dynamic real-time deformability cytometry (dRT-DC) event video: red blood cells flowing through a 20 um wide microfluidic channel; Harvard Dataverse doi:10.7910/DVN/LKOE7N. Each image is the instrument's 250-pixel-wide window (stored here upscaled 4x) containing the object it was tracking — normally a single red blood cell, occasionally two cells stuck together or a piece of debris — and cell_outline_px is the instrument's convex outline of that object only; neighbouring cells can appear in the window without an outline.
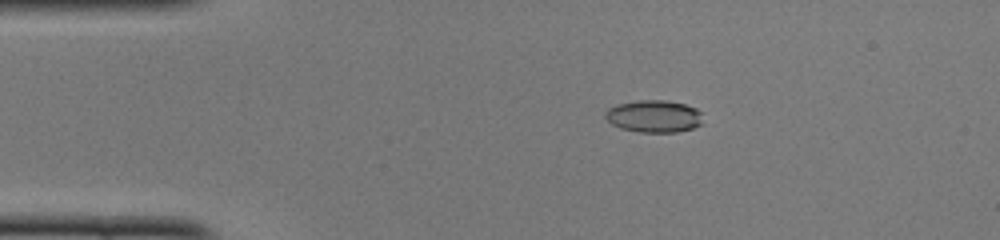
{"species": "common noctule bat (a hibernating species)", "species_latin": "Nyctalus noctula", "temperature_condition": "cold", "stored_images_in_passage": 49, "camera_frame_rate_fps": 3000, "um_per_image_px": 0.085, "animal": {"sex": "female", "body_mass_g": 22.0, "forearm_length_mm": 56.7}, "frame": {"image": 1, "passage_image": 9, "time_ms": 2.667, "image_size_px": [1000, 240], "cell_outline_px": [[700, 124], [692, 128], [676, 132], [640, 132], [620, 128], [612, 124], [604, 116], [604, 112], [608, 108], [616, 104], [636, 100], [664, 100], [684, 104], [696, 108], [700, 112]], "centroid_in_image_um": [55.52, 9.87], "position_along_channel_um": 29.5, "area_um2": 18.26}}
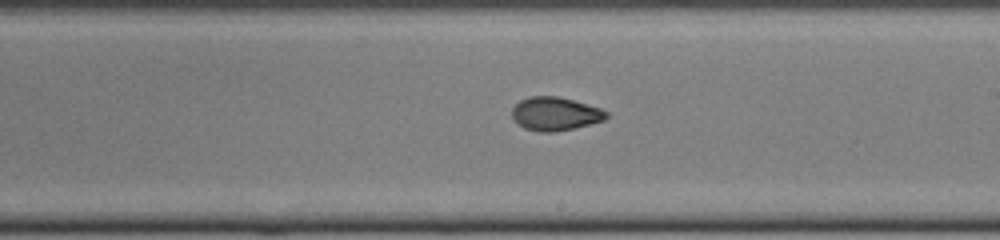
{"frame": {"image": 2, "passage_image": 28, "time_ms": 9.0, "image_size_px": [1000, 240], "cell_outline_px": [[608, 116], [604, 120], [592, 124], [576, 128], [556, 132], [540, 132], [524, 128], [512, 116], [512, 108], [520, 100], [528, 96], [556, 96], [572, 100], [600, 108], [608, 112]], "centroid_in_image_um": [47.2, 9.68], "position_along_channel_um": 241.8, "area_um2": 18.38}}
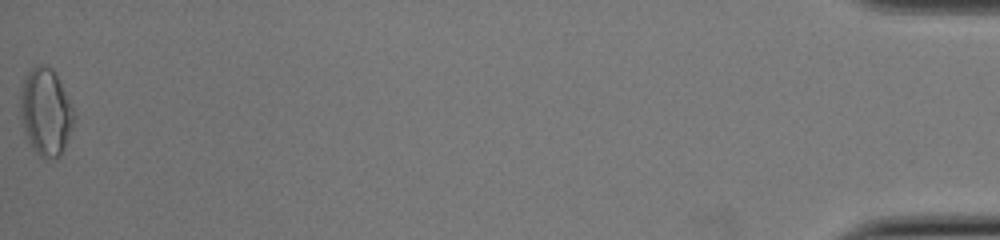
{"frame": {"image": 3, "passage_image": 49, "time_ms": 16.0, "image_size_px": [1000, 240], "cell_outline_px": [[76, 116], [72, 128], [64, 148], [60, 156], [48, 160], [44, 160], [32, 148], [24, 132], [20, 120], [20, 88], [28, 72], [36, 64], [44, 64], [52, 68], [72, 104]], "centroid_in_image_um": [3.88, 9.53], "position_along_channel_um": 431.3, "area_um2": 27.63}, "authors_computed_cell_mechanics": {"area_um2": 18.3804, "velocity_mm_per_s": 4.1194, "shape_relaxation_time_tau1_ms": 6.6071, "shape_relaxation_time_tau2_ms": 1.812, "deformation_change_tau1": 0.1761, "deformation_change_tau2": 0.0633}}